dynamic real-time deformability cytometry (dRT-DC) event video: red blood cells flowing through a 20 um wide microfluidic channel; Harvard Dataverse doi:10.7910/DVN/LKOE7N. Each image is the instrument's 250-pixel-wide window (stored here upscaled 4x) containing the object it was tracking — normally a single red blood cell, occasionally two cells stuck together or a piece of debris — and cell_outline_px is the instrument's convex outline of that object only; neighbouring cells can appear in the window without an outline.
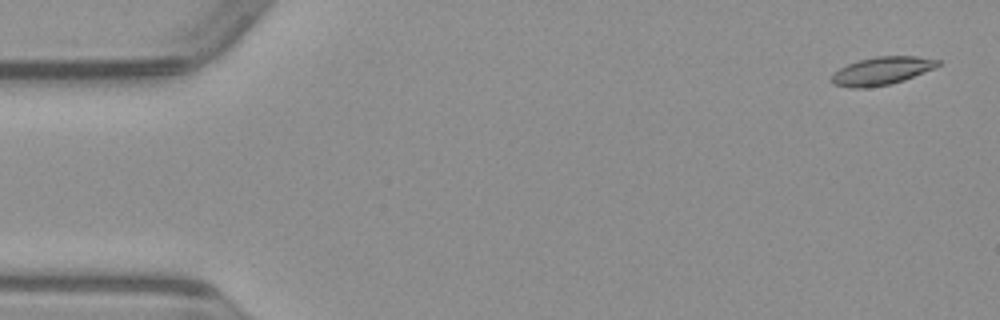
{"species": "common noctule bat (a hibernating species)", "species_latin": "Nyctalus noctula", "temperature_condition": "warm", "stored_images_in_passage": 51, "camera_frame_rate_fps": 3000, "um_per_image_px": 0.085, "animal": {"sex": "male", "body_mass_g": 23.1, "forearm_length_mm": 52.7}, "frame": {"image": 1, "passage_image": 2, "time_ms": 0.333, "image_size_px": [1000, 320], "cell_outline_px": [[940, 64], [936, 68], [904, 80], [892, 84], [864, 88], [852, 88], [832, 84], [832, 72], [848, 64], [860, 60], [876, 56], [916, 56], [940, 60]], "centroid_in_image_um": [74.96, 6.03], "position_along_channel_um": 10.0, "area_um2": 17.4}}
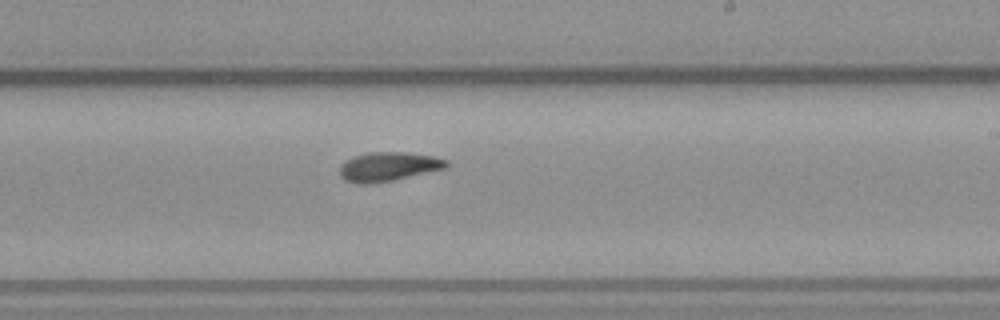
{"frame": {"image": 2, "passage_image": 30, "time_ms": 9.667, "image_size_px": [1000, 320], "cell_outline_px": [[448, 168], [392, 180], [368, 184], [356, 184], [344, 180], [340, 176], [340, 164], [356, 156], [368, 152], [404, 152], [432, 156], [448, 160]], "centroid_in_image_um": [33.01, 14.17], "position_along_channel_um": 256.0, "area_um2": 18.03}}
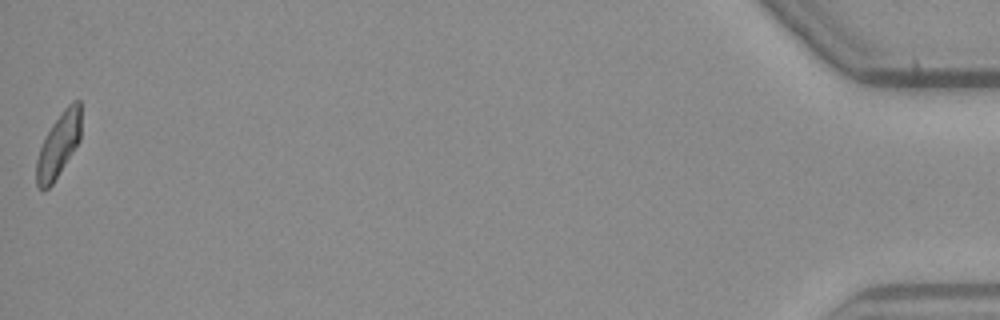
{"frame": {"image": 3, "passage_image": 51, "time_ms": 16.667, "image_size_px": [1000, 320], "cell_outline_px": [[80, 140], [52, 184], [48, 188], [40, 188], [36, 184], [36, 160], [40, 148], [52, 124], [64, 108], [72, 100], [80, 100]], "centroid_in_image_um": [4.98, 12.3], "position_along_channel_um": 430.2, "area_um2": 16.3}}